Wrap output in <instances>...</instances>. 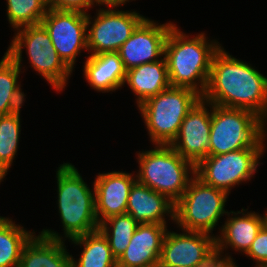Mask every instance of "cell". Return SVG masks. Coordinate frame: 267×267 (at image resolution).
I'll return each instance as SVG.
<instances>
[{
    "instance_id": "obj_27",
    "label": "cell",
    "mask_w": 267,
    "mask_h": 267,
    "mask_svg": "<svg viewBox=\"0 0 267 267\" xmlns=\"http://www.w3.org/2000/svg\"><path fill=\"white\" fill-rule=\"evenodd\" d=\"M6 2L7 20L14 30L41 24L48 11L45 0H6Z\"/></svg>"
},
{
    "instance_id": "obj_16",
    "label": "cell",
    "mask_w": 267,
    "mask_h": 267,
    "mask_svg": "<svg viewBox=\"0 0 267 267\" xmlns=\"http://www.w3.org/2000/svg\"><path fill=\"white\" fill-rule=\"evenodd\" d=\"M167 225L139 223L117 267H152L159 264Z\"/></svg>"
},
{
    "instance_id": "obj_26",
    "label": "cell",
    "mask_w": 267,
    "mask_h": 267,
    "mask_svg": "<svg viewBox=\"0 0 267 267\" xmlns=\"http://www.w3.org/2000/svg\"><path fill=\"white\" fill-rule=\"evenodd\" d=\"M138 224L127 213L111 216L99 223L98 229L107 238L112 254L117 260L127 249Z\"/></svg>"
},
{
    "instance_id": "obj_23",
    "label": "cell",
    "mask_w": 267,
    "mask_h": 267,
    "mask_svg": "<svg viewBox=\"0 0 267 267\" xmlns=\"http://www.w3.org/2000/svg\"><path fill=\"white\" fill-rule=\"evenodd\" d=\"M21 70L5 52L0 60V115L21 110L24 104L26 95L18 82Z\"/></svg>"
},
{
    "instance_id": "obj_14",
    "label": "cell",
    "mask_w": 267,
    "mask_h": 267,
    "mask_svg": "<svg viewBox=\"0 0 267 267\" xmlns=\"http://www.w3.org/2000/svg\"><path fill=\"white\" fill-rule=\"evenodd\" d=\"M167 230L159 258V267H196L215 242V235L199 231Z\"/></svg>"
},
{
    "instance_id": "obj_4",
    "label": "cell",
    "mask_w": 267,
    "mask_h": 267,
    "mask_svg": "<svg viewBox=\"0 0 267 267\" xmlns=\"http://www.w3.org/2000/svg\"><path fill=\"white\" fill-rule=\"evenodd\" d=\"M136 180L176 203L195 176V165L170 145L155 144L154 149L137 153Z\"/></svg>"
},
{
    "instance_id": "obj_17",
    "label": "cell",
    "mask_w": 267,
    "mask_h": 267,
    "mask_svg": "<svg viewBox=\"0 0 267 267\" xmlns=\"http://www.w3.org/2000/svg\"><path fill=\"white\" fill-rule=\"evenodd\" d=\"M64 241L58 232L43 229L24 246L19 267H72Z\"/></svg>"
},
{
    "instance_id": "obj_30",
    "label": "cell",
    "mask_w": 267,
    "mask_h": 267,
    "mask_svg": "<svg viewBox=\"0 0 267 267\" xmlns=\"http://www.w3.org/2000/svg\"><path fill=\"white\" fill-rule=\"evenodd\" d=\"M48 9L80 11L87 14V9L98 5L97 0H45Z\"/></svg>"
},
{
    "instance_id": "obj_10",
    "label": "cell",
    "mask_w": 267,
    "mask_h": 267,
    "mask_svg": "<svg viewBox=\"0 0 267 267\" xmlns=\"http://www.w3.org/2000/svg\"><path fill=\"white\" fill-rule=\"evenodd\" d=\"M117 7L120 6L107 5V9H98L94 19L87 13V51L90 55L118 52L146 18L136 11H120Z\"/></svg>"
},
{
    "instance_id": "obj_2",
    "label": "cell",
    "mask_w": 267,
    "mask_h": 267,
    "mask_svg": "<svg viewBox=\"0 0 267 267\" xmlns=\"http://www.w3.org/2000/svg\"><path fill=\"white\" fill-rule=\"evenodd\" d=\"M208 39L204 32L189 37L177 25L171 27L164 50L171 86L204 94L213 56L221 48L218 41Z\"/></svg>"
},
{
    "instance_id": "obj_19",
    "label": "cell",
    "mask_w": 267,
    "mask_h": 267,
    "mask_svg": "<svg viewBox=\"0 0 267 267\" xmlns=\"http://www.w3.org/2000/svg\"><path fill=\"white\" fill-rule=\"evenodd\" d=\"M126 213L138 223L168 225L166 216L175 221V203L136 180L129 193Z\"/></svg>"
},
{
    "instance_id": "obj_24",
    "label": "cell",
    "mask_w": 267,
    "mask_h": 267,
    "mask_svg": "<svg viewBox=\"0 0 267 267\" xmlns=\"http://www.w3.org/2000/svg\"><path fill=\"white\" fill-rule=\"evenodd\" d=\"M35 235L7 217L0 218V267H19L24 246Z\"/></svg>"
},
{
    "instance_id": "obj_22",
    "label": "cell",
    "mask_w": 267,
    "mask_h": 267,
    "mask_svg": "<svg viewBox=\"0 0 267 267\" xmlns=\"http://www.w3.org/2000/svg\"><path fill=\"white\" fill-rule=\"evenodd\" d=\"M70 240L75 246H83L79 259L72 256V267H117L109 242L99 229Z\"/></svg>"
},
{
    "instance_id": "obj_32",
    "label": "cell",
    "mask_w": 267,
    "mask_h": 267,
    "mask_svg": "<svg viewBox=\"0 0 267 267\" xmlns=\"http://www.w3.org/2000/svg\"><path fill=\"white\" fill-rule=\"evenodd\" d=\"M235 263L236 262H234L230 267H238Z\"/></svg>"
},
{
    "instance_id": "obj_1",
    "label": "cell",
    "mask_w": 267,
    "mask_h": 267,
    "mask_svg": "<svg viewBox=\"0 0 267 267\" xmlns=\"http://www.w3.org/2000/svg\"><path fill=\"white\" fill-rule=\"evenodd\" d=\"M201 98L213 105L251 111L267 122V77L222 45L213 56Z\"/></svg>"
},
{
    "instance_id": "obj_12",
    "label": "cell",
    "mask_w": 267,
    "mask_h": 267,
    "mask_svg": "<svg viewBox=\"0 0 267 267\" xmlns=\"http://www.w3.org/2000/svg\"><path fill=\"white\" fill-rule=\"evenodd\" d=\"M173 25V22L159 24L145 18L118 50L125 69L162 59L166 39Z\"/></svg>"
},
{
    "instance_id": "obj_21",
    "label": "cell",
    "mask_w": 267,
    "mask_h": 267,
    "mask_svg": "<svg viewBox=\"0 0 267 267\" xmlns=\"http://www.w3.org/2000/svg\"><path fill=\"white\" fill-rule=\"evenodd\" d=\"M125 84L135 94L137 107L150 97L156 96L170 87L165 57L127 70Z\"/></svg>"
},
{
    "instance_id": "obj_28",
    "label": "cell",
    "mask_w": 267,
    "mask_h": 267,
    "mask_svg": "<svg viewBox=\"0 0 267 267\" xmlns=\"http://www.w3.org/2000/svg\"><path fill=\"white\" fill-rule=\"evenodd\" d=\"M214 242L204 253L202 259L197 263L196 267H230L233 263V257Z\"/></svg>"
},
{
    "instance_id": "obj_8",
    "label": "cell",
    "mask_w": 267,
    "mask_h": 267,
    "mask_svg": "<svg viewBox=\"0 0 267 267\" xmlns=\"http://www.w3.org/2000/svg\"><path fill=\"white\" fill-rule=\"evenodd\" d=\"M229 194L224 190L205 184L196 175L186 191L175 203V221L179 229L199 231L211 235L225 210Z\"/></svg>"
},
{
    "instance_id": "obj_31",
    "label": "cell",
    "mask_w": 267,
    "mask_h": 267,
    "mask_svg": "<svg viewBox=\"0 0 267 267\" xmlns=\"http://www.w3.org/2000/svg\"><path fill=\"white\" fill-rule=\"evenodd\" d=\"M131 1V0H130ZM129 0H97L98 6H107V5H115V6H123L127 2H130ZM133 1V0H132Z\"/></svg>"
},
{
    "instance_id": "obj_15",
    "label": "cell",
    "mask_w": 267,
    "mask_h": 267,
    "mask_svg": "<svg viewBox=\"0 0 267 267\" xmlns=\"http://www.w3.org/2000/svg\"><path fill=\"white\" fill-rule=\"evenodd\" d=\"M132 173L112 171L99 173L93 182L98 223L119 214H125L131 187L136 181Z\"/></svg>"
},
{
    "instance_id": "obj_6",
    "label": "cell",
    "mask_w": 267,
    "mask_h": 267,
    "mask_svg": "<svg viewBox=\"0 0 267 267\" xmlns=\"http://www.w3.org/2000/svg\"><path fill=\"white\" fill-rule=\"evenodd\" d=\"M25 48L34 71L56 91L64 90L73 71L57 54L49 33L42 24L25 26L15 31L6 53L20 69L23 65L22 53Z\"/></svg>"
},
{
    "instance_id": "obj_13",
    "label": "cell",
    "mask_w": 267,
    "mask_h": 267,
    "mask_svg": "<svg viewBox=\"0 0 267 267\" xmlns=\"http://www.w3.org/2000/svg\"><path fill=\"white\" fill-rule=\"evenodd\" d=\"M210 132L211 103L200 98L188 111L170 146L196 166L208 156Z\"/></svg>"
},
{
    "instance_id": "obj_25",
    "label": "cell",
    "mask_w": 267,
    "mask_h": 267,
    "mask_svg": "<svg viewBox=\"0 0 267 267\" xmlns=\"http://www.w3.org/2000/svg\"><path fill=\"white\" fill-rule=\"evenodd\" d=\"M20 120V110L11 114L0 115V183L17 156L21 134Z\"/></svg>"
},
{
    "instance_id": "obj_9",
    "label": "cell",
    "mask_w": 267,
    "mask_h": 267,
    "mask_svg": "<svg viewBox=\"0 0 267 267\" xmlns=\"http://www.w3.org/2000/svg\"><path fill=\"white\" fill-rule=\"evenodd\" d=\"M264 149L265 147H249L207 156L195 166V175L205 184L230 194L232 187L247 183L254 177Z\"/></svg>"
},
{
    "instance_id": "obj_11",
    "label": "cell",
    "mask_w": 267,
    "mask_h": 267,
    "mask_svg": "<svg viewBox=\"0 0 267 267\" xmlns=\"http://www.w3.org/2000/svg\"><path fill=\"white\" fill-rule=\"evenodd\" d=\"M41 24L63 62L73 71L76 58L87 49V14L48 9Z\"/></svg>"
},
{
    "instance_id": "obj_5",
    "label": "cell",
    "mask_w": 267,
    "mask_h": 267,
    "mask_svg": "<svg viewBox=\"0 0 267 267\" xmlns=\"http://www.w3.org/2000/svg\"><path fill=\"white\" fill-rule=\"evenodd\" d=\"M265 127V122L251 111L211 104L208 156L264 147L267 136Z\"/></svg>"
},
{
    "instance_id": "obj_29",
    "label": "cell",
    "mask_w": 267,
    "mask_h": 267,
    "mask_svg": "<svg viewBox=\"0 0 267 267\" xmlns=\"http://www.w3.org/2000/svg\"><path fill=\"white\" fill-rule=\"evenodd\" d=\"M245 255L255 260V267L267 266V222L262 226Z\"/></svg>"
},
{
    "instance_id": "obj_7",
    "label": "cell",
    "mask_w": 267,
    "mask_h": 267,
    "mask_svg": "<svg viewBox=\"0 0 267 267\" xmlns=\"http://www.w3.org/2000/svg\"><path fill=\"white\" fill-rule=\"evenodd\" d=\"M200 98L192 89L170 86L137 107L152 145H170L188 111Z\"/></svg>"
},
{
    "instance_id": "obj_18",
    "label": "cell",
    "mask_w": 267,
    "mask_h": 267,
    "mask_svg": "<svg viewBox=\"0 0 267 267\" xmlns=\"http://www.w3.org/2000/svg\"><path fill=\"white\" fill-rule=\"evenodd\" d=\"M247 210L248 209L242 208L237 212H228V217L219 230L220 234L215 236V242L223 250H227L229 247L235 250V252H241L243 255L246 254L258 232L267 222L266 212L263 216L262 214L254 211L248 212Z\"/></svg>"
},
{
    "instance_id": "obj_20",
    "label": "cell",
    "mask_w": 267,
    "mask_h": 267,
    "mask_svg": "<svg viewBox=\"0 0 267 267\" xmlns=\"http://www.w3.org/2000/svg\"><path fill=\"white\" fill-rule=\"evenodd\" d=\"M83 67L86 81L98 92H113L124 85L127 70L118 52L89 55Z\"/></svg>"
},
{
    "instance_id": "obj_3",
    "label": "cell",
    "mask_w": 267,
    "mask_h": 267,
    "mask_svg": "<svg viewBox=\"0 0 267 267\" xmlns=\"http://www.w3.org/2000/svg\"><path fill=\"white\" fill-rule=\"evenodd\" d=\"M57 204L64 237L72 239L98 230L95 189L89 188L77 168L61 164L56 171Z\"/></svg>"
}]
</instances>
